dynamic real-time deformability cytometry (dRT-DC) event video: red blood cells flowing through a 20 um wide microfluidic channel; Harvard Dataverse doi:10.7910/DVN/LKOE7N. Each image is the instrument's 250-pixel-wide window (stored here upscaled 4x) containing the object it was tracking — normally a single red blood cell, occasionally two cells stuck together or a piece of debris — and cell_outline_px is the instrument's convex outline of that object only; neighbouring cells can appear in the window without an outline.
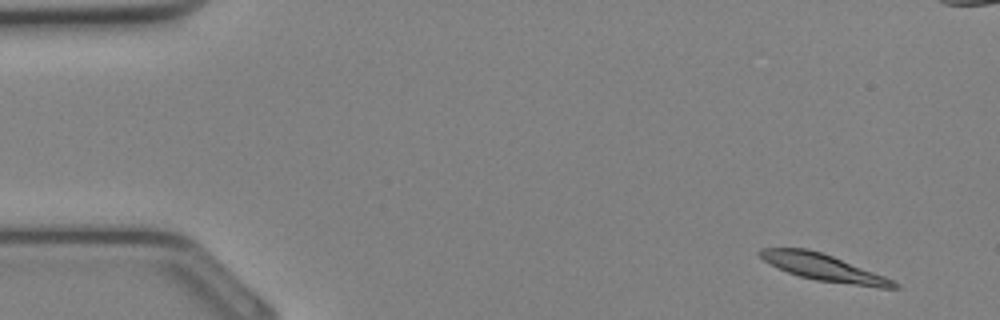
{"species": "Egyptian fruit bat (a non-hibernating species)", "species_latin": "Rousettus aegyptiacus", "temperature_condition": "cold", "stored_images_in_passage": 34, "camera_frame_rate_fps": 3000, "um_per_image_px": 0.085, "animal": {"sex": "female"}, "frame": {"image": 1, "passage_image": 1, "time_ms": 0.0, "image_size_px": [1000, 320], "cell_outline_px": [[900, 288], [880, 288], [816, 280], [800, 276], [788, 272], [764, 260], [756, 252], [760, 248], [808, 248], [832, 256], [884, 276], [900, 284]], "centroid_in_image_um": [70.01, 22.74], "position_along_channel_um": 15.0, "area_um2": 20.52}}
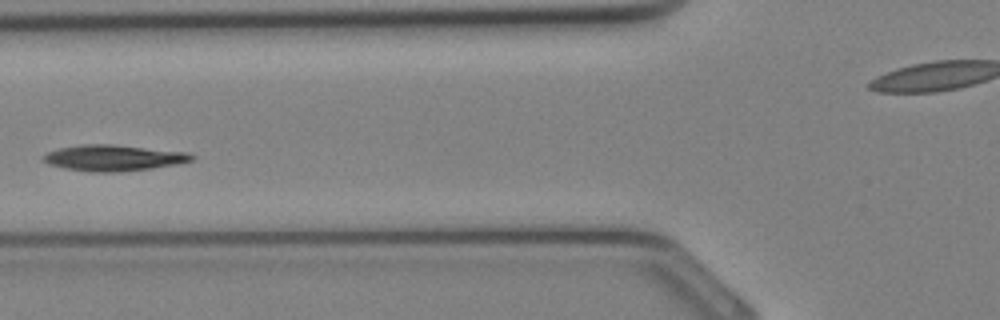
{"frame": {"image": 2, "passage_image": 12, "time_ms": 3.667, "image_size_px": [1000, 320], "cell_outline_px": [[196, 156], [192, 160], [180, 164], [152, 168], [120, 172], [92, 172], [64, 168], [52, 164], [44, 160], [44, 156], [48, 152], [60, 148], [80, 144], [116, 144], [188, 152]], "centroid_in_image_um": [9.73, 13.41], "position_along_channel_um": 116.1, "area_um2": 22.54}}
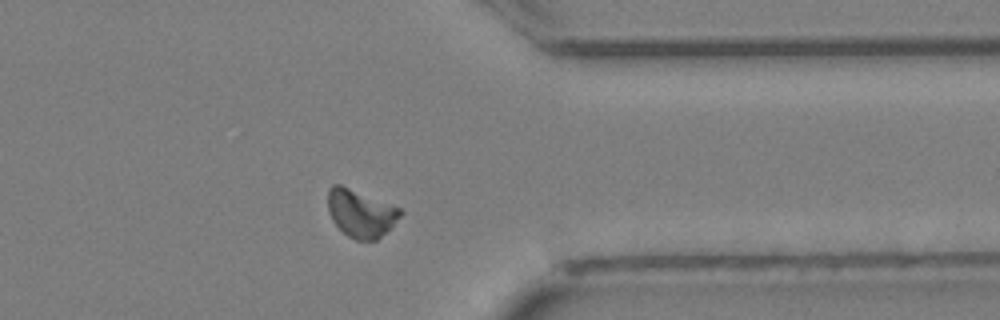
{"frame": {"image": 3, "passage_image": 26, "time_ms": 8.333, "image_size_px": [1000, 320], "cell_outline_px": [[404, 212], [376, 240], [356, 240], [348, 236], [332, 220], [328, 212], [328, 188], [332, 184], [340, 184], [400, 208]], "centroid_in_image_um": [30.62, 18.11], "position_along_channel_um": 380.8, "area_um2": 19.71}}